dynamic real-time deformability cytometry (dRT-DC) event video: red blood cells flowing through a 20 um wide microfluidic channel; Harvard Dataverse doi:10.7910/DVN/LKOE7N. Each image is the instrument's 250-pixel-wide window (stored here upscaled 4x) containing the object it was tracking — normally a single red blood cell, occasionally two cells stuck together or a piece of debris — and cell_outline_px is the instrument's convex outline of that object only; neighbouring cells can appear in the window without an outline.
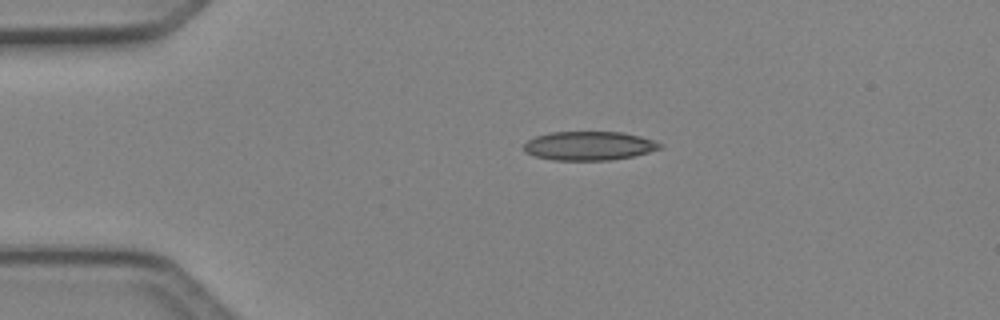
{"species": "Egyptian fruit bat (a non-hibernating species)", "species_latin": "Rousettus aegyptiacus", "temperature_condition": "cold", "stored_images_in_passage": 2, "camera_frame_rate_fps": 3000, "um_per_image_px": 0.085, "animal": {"sex": "female"}, "frame": {"image": 1, "passage_image": 1, "time_ms": 0.0, "image_size_px": [1000, 320], "cell_outline_px": [[664, 148], [632, 156], [612, 160], [552, 160], [536, 156], [524, 152], [524, 144], [528, 140], [536, 136], [548, 132], [620, 132], [640, 136], [664, 144]], "centroid_in_image_um": [50.08, 12.39], "position_along_channel_um": 34.9, "area_um2": 22.95}}